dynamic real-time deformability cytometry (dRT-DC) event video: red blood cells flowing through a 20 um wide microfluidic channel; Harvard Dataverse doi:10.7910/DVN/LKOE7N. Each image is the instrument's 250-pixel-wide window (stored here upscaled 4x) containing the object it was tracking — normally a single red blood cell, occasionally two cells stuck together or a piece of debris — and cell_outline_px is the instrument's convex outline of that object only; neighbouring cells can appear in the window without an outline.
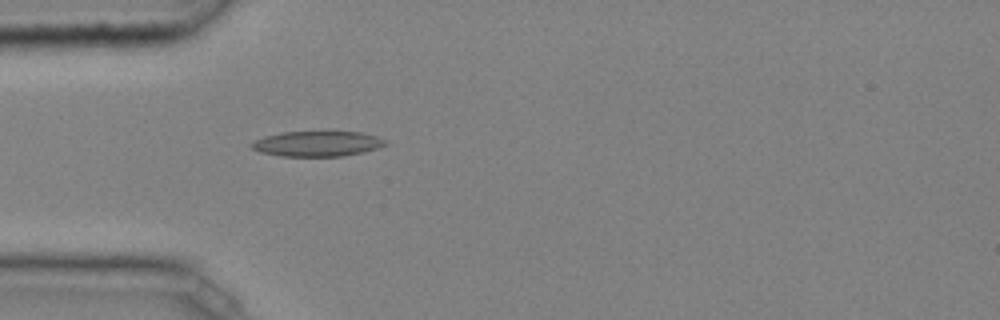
{"species": "common noctule bat (a hibernating species)", "species_latin": "Nyctalus noctula", "temperature_condition": "cold", "stored_images_in_passage": 45, "camera_frame_rate_fps": 3000, "um_per_image_px": 0.085, "animal": {"sex": "male", "body_mass_g": 20.4}, "frame": {"image": 1, "passage_image": 14, "time_ms": 4.333, "image_size_px": [1000, 320], "cell_outline_px": [[388, 144], [376, 148], [344, 156], [280, 156], [260, 152], [252, 148], [248, 144], [264, 136], [284, 132], [360, 132], [376, 136], [388, 140]], "centroid_in_image_um": [26.96, 12.22], "position_along_channel_um": 58.0, "area_um2": 19.59}}
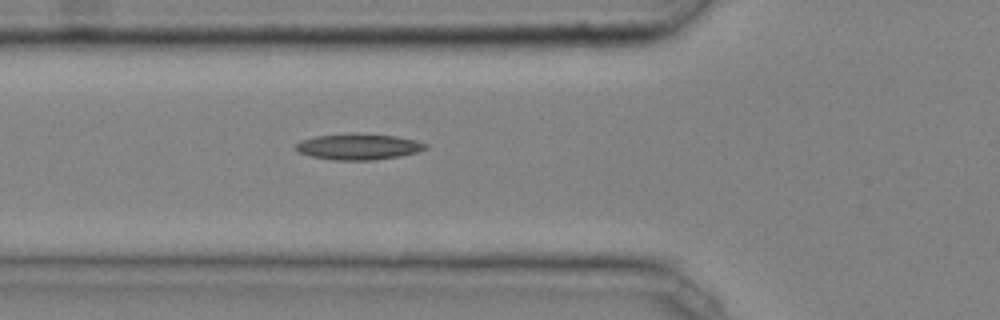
{"frame": {"image": 2, "passage_image": 17, "time_ms": 5.333, "image_size_px": [1000, 320], "cell_outline_px": [[428, 148], [416, 152], [400, 156], [372, 160], [336, 160], [312, 156], [296, 152], [292, 148], [300, 140], [316, 136], [348, 132], [396, 136], [416, 140], [428, 144]], "centroid_in_image_um": [30.43, 12.45], "position_along_channel_um": 95.4, "area_um2": 19.94}}
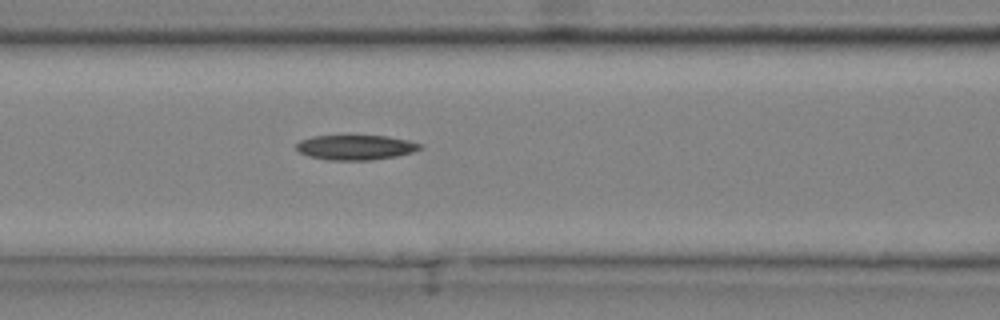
{"frame": {"image": 3, "passage_image": 20, "time_ms": 6.333, "image_size_px": [1000, 320], "cell_outline_px": [[424, 148], [412, 152], [396, 156], [372, 160], [328, 160], [308, 156], [300, 152], [296, 148], [296, 144], [300, 140], [312, 136], [388, 136], [408, 140], [424, 144]], "centroid_in_image_um": [30.26, 12.53], "position_along_channel_um": 136.3, "area_um2": 18.03}, "authors_computed_cell_mechanics": {"area_um2": 18.8428, "velocity_mm_per_s": 4.0748, "shape_relaxation_time_tau1_ms": 5.2616, "shape_relaxation_time_tau2_ms": null, "deformation_change_tau1": 0.0906, "deformation_change_tau2": null}}